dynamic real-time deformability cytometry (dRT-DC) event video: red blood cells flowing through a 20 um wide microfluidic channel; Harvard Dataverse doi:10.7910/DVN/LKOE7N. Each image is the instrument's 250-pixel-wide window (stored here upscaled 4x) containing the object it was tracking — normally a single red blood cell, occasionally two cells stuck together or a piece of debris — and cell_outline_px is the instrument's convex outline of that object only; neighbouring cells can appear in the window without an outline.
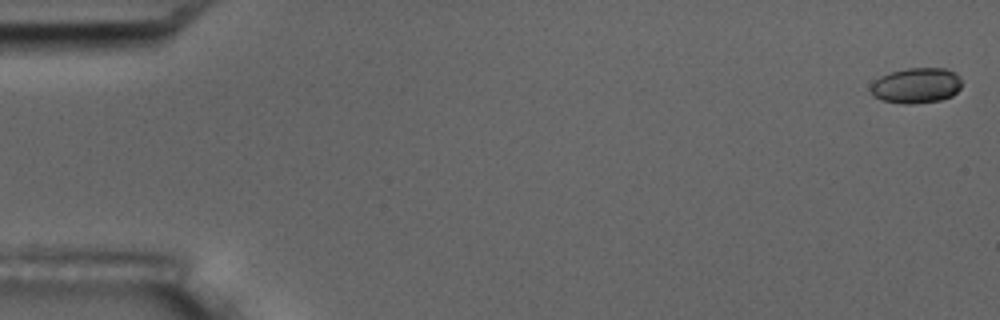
{"species": "common noctule bat (a hibernating species)", "species_latin": "Nyctalus noctula", "temperature_condition": "room temperature", "stored_images_in_passage": 10, "camera_frame_rate_fps": 3000, "um_per_image_px": 0.085, "animal": {"sex": "male", "body_mass_g": 17.5, "forearm_length_mm": 52.3}, "frame": {"image": 1, "passage_image": 1, "time_ms": 0.0, "image_size_px": [1000, 320], "cell_outline_px": [[960, 88], [952, 96], [940, 100], [912, 104], [904, 104], [884, 100], [872, 96], [872, 84], [880, 76], [888, 72], [908, 68], [944, 68], [956, 72], [960, 76]], "centroid_in_image_um": [77.9, 7.26], "position_along_channel_um": 7.1, "area_um2": 18.79}}
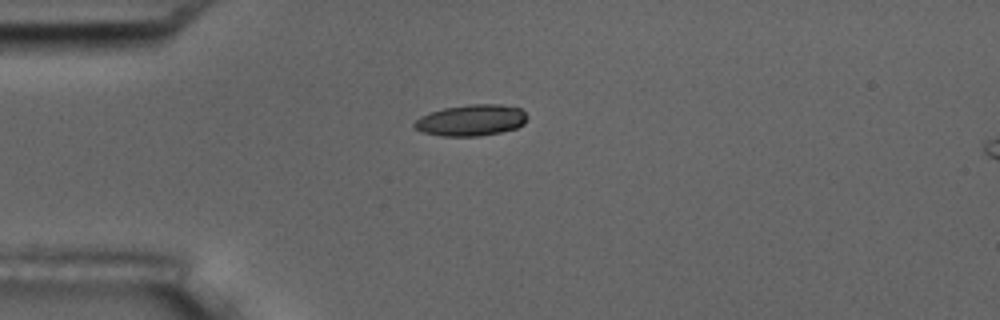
{"frame": {"image": 2, "passage_image": 5, "time_ms": 4.667, "image_size_px": [1000, 320], "cell_outline_px": [[528, 116], [524, 124], [516, 128], [500, 132], [480, 136], [440, 136], [424, 132], [416, 128], [412, 124], [420, 116], [444, 108], [468, 104], [500, 104], [520, 108]], "centroid_in_image_um": [40.07, 10.22], "position_along_channel_um": 44.9, "area_um2": 20.52}}
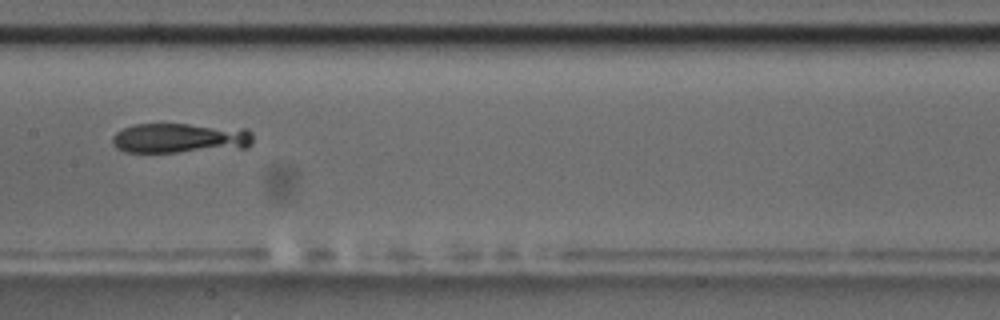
{"frame": {"image": 3, "passage_image": 9, "time_ms": 9.333, "image_size_px": [1000, 320], "cell_outline_px": [[252, 144], [248, 148], [176, 152], [124, 152], [116, 148], [112, 144], [112, 136], [116, 132], [124, 128], [136, 124], [188, 124], [248, 128], [252, 132]], "centroid_in_image_um": [15.34, 11.74], "position_along_channel_um": 192.1, "area_um2": 24.97}}